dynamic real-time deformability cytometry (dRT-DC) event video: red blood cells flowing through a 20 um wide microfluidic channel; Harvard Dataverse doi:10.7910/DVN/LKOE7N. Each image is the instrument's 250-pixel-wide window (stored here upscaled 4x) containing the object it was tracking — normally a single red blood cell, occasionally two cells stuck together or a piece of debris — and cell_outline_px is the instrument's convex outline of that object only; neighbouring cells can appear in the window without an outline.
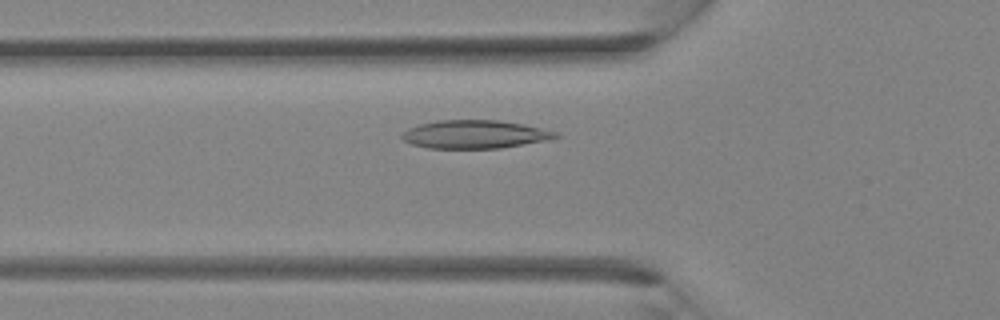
{"species": "Egyptian fruit bat (a non-hibernating species)", "species_latin": "Rousettus aegyptiacus", "temperature_condition": "room temperature", "stored_images_in_passage": 33, "camera_frame_rate_fps": 3000, "um_per_image_px": 0.085, "animal": {"sex": "female"}, "frame": {"image": 1, "passage_image": 10, "time_ms": 3.0, "image_size_px": [1000, 320], "cell_outline_px": [[560, 136], [552, 140], [500, 148], [428, 148], [412, 144], [404, 140], [400, 136], [408, 128], [420, 124], [436, 120], [500, 120], [524, 124], [556, 132]], "centroid_in_image_um": [40.39, 11.42], "position_along_channel_um": 85.4, "area_um2": 25.37}}
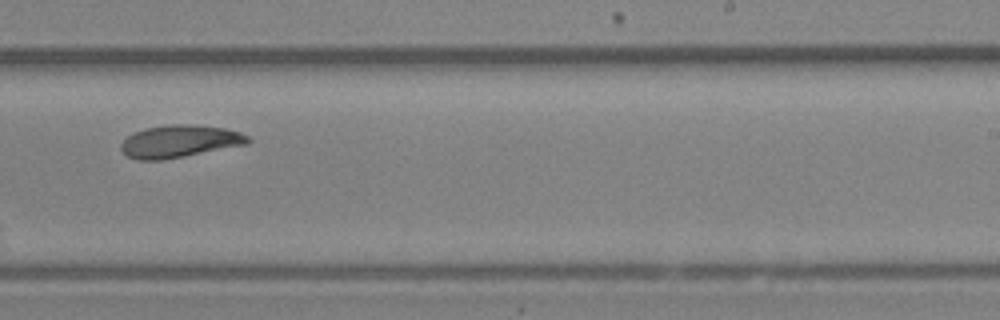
{"frame": {"image": 2, "passage_image": 20, "time_ms": 6.333, "image_size_px": [1000, 320], "cell_outline_px": [[252, 140], [248, 144], [184, 156], [160, 160], [136, 160], [128, 156], [120, 148], [120, 144], [132, 132], [144, 128], [168, 124], [188, 124], [224, 128], [240, 132], [248, 136]], "centroid_in_image_um": [15.25, 12.0], "position_along_channel_um": 273.7, "area_um2": 23.99}}
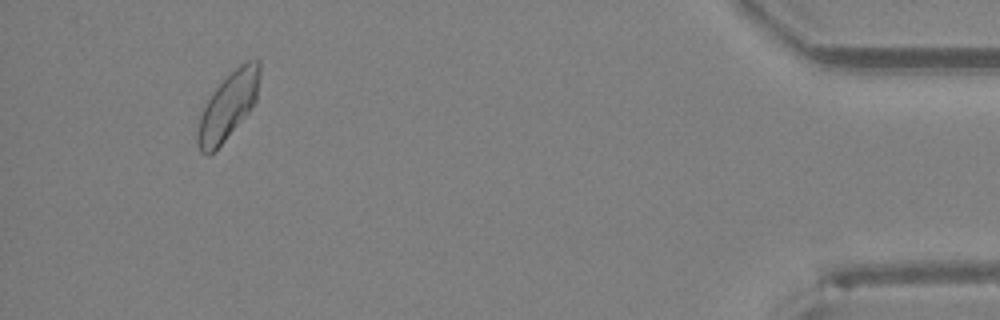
{"frame": {"image": 3, "passage_image": 31, "time_ms": 10.0, "image_size_px": [1000, 320], "cell_outline_px": [[260, 76], [256, 100], [252, 108], [224, 140], [208, 156], [200, 152], [196, 140], [196, 132], [200, 116], [212, 92], [240, 64], [248, 60], [260, 60]], "centroid_in_image_um": [19.39, 9.01], "position_along_channel_um": 415.8, "area_um2": 23.7}}